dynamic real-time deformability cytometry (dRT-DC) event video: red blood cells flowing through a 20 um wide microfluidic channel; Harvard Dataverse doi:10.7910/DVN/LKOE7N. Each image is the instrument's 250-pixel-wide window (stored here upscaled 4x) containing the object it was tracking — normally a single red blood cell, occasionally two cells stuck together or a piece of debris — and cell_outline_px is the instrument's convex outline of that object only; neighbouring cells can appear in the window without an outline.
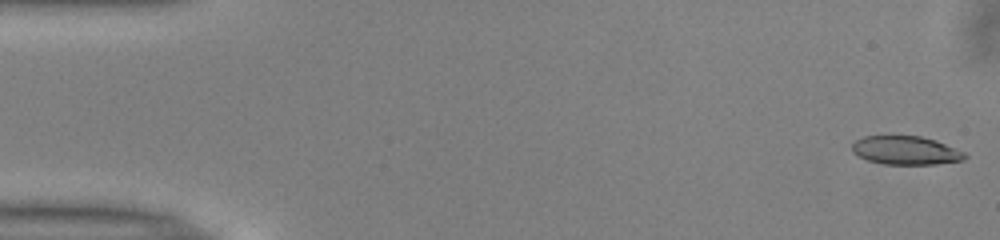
{"species": "common noctule bat (a hibernating species)", "species_latin": "Nyctalus noctula", "temperature_condition": "warm", "stored_images_in_passage": 51, "camera_frame_rate_fps": 3000, "um_per_image_px": 0.085, "animal": {"sex": "male", "body_mass_g": 13.0, "forearm_length_mm": 53.1}, "frame": {"image": 1, "passage_image": 1, "time_ms": 0.0, "image_size_px": [1000, 240], "cell_outline_px": [[968, 156], [964, 160], [936, 164], [884, 164], [868, 160], [852, 152], [852, 144], [856, 140], [864, 136], [888, 132], [892, 132], [920, 136], [936, 140], [964, 152]], "centroid_in_image_um": [76.95, 12.72], "position_along_channel_um": 8.1, "area_um2": 19.54}}
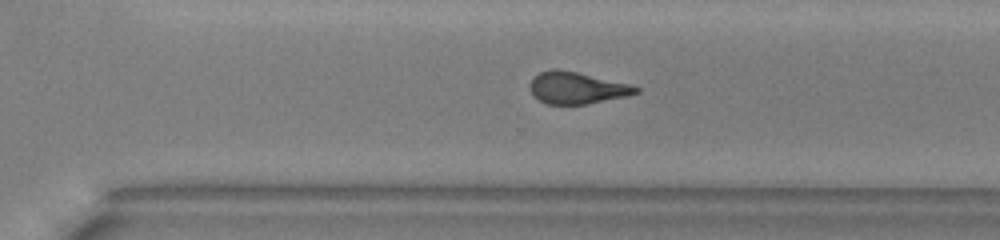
{"frame": {"image": 2, "passage_image": 35, "time_ms": 11.333, "image_size_px": [1000, 240], "cell_outline_px": [[640, 92], [628, 96], [584, 104], [548, 104], [532, 96], [528, 88], [532, 80], [540, 72], [552, 68], [556, 68], [576, 72], [632, 84], [640, 88]], "centroid_in_image_um": [49.04, 7.47], "position_along_channel_um": 321.6, "area_um2": 19.71}}
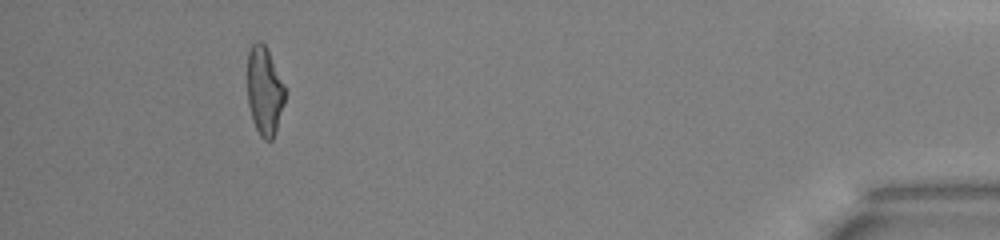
{"frame": {"image": 3, "passage_image": 47, "time_ms": 15.333, "image_size_px": [1000, 240], "cell_outline_px": [[284, 104], [276, 132], [272, 140], [264, 140], [260, 136], [252, 120], [248, 104], [248, 52], [252, 44], [256, 40], [260, 40], [264, 44], [284, 84]], "centroid_in_image_um": [22.47, 7.75], "position_along_channel_um": 412.7, "area_um2": 19.25}, "authors_computed_cell_mechanics": {"area_um2": 20.23, "velocity_mm_per_s": 3.9943, "shape_relaxation_time_tau1_ms": 5.6124, "shape_relaxation_time_tau2_ms": 1.7417, "deformation_change_tau1": 0.2007, "deformation_change_tau2": 0.1128}}